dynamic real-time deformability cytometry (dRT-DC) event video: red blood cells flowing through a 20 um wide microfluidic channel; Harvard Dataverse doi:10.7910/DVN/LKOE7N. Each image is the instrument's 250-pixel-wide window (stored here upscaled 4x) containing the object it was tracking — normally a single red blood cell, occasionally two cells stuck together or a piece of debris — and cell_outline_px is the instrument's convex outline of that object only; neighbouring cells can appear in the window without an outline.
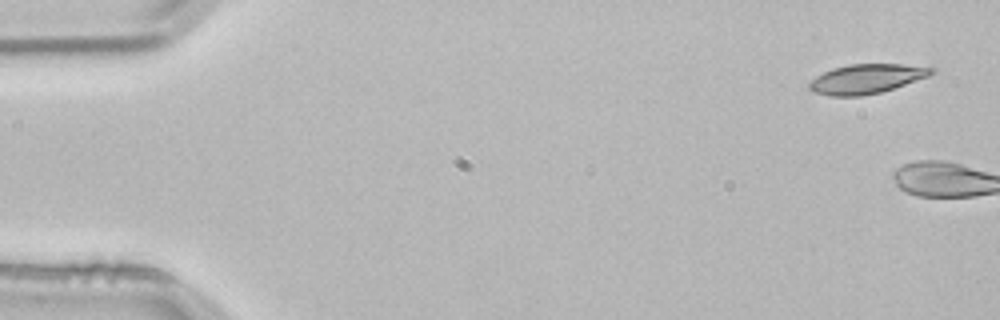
{"species": "common noctule bat (a hibernating species)", "species_latin": "Nyctalus noctula", "temperature_condition": "room temperature", "stored_images_in_passage": 4, "camera_frame_rate_fps": 3000, "um_per_image_px": 0.085, "animal": {"sex": "male", "body_mass_g": 21.5, "forearm_length_mm": 52.0}, "frame": {"image": 1, "passage_image": 1, "time_ms": 0.0, "image_size_px": [1000, 320], "cell_outline_px": [[936, 72], [928, 76], [880, 92], [860, 96], [832, 96], [812, 92], [808, 88], [808, 84], [816, 76], [832, 68], [848, 64], [900, 64], [936, 68]], "centroid_in_image_um": [73.62, 6.69], "position_along_channel_um": 11.4, "area_um2": 20.81}}
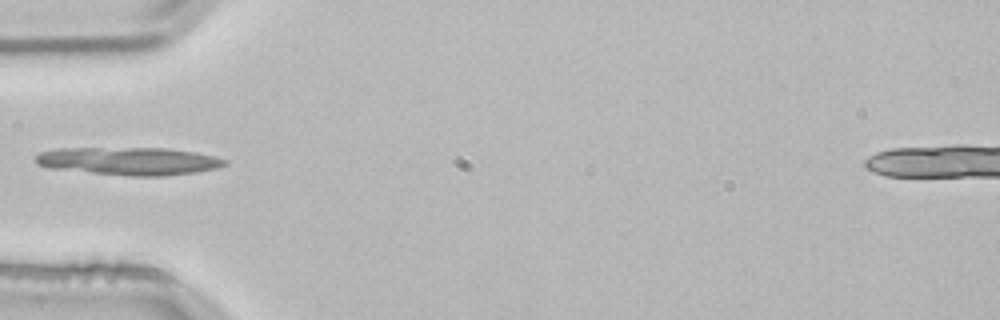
{"frame": {"image": 2, "passage_image": 4, "time_ms": 1.0, "image_size_px": [1000, 320], "cell_outline_px": [[228, 164], [216, 168], [196, 172], [164, 176], [128, 176], [48, 168], [36, 164], [36, 156], [40, 152], [60, 148], [168, 148], [196, 152], [216, 156], [228, 160]], "centroid_in_image_um": [10.99, 13.69], "position_along_channel_um": 74.0, "area_um2": 30.87}}